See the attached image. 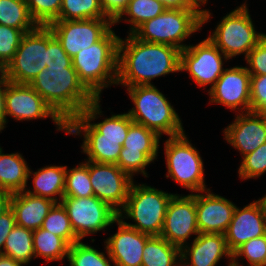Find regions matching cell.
I'll list each match as a JSON object with an SVG mask.
<instances>
[{"mask_svg": "<svg viewBox=\"0 0 266 266\" xmlns=\"http://www.w3.org/2000/svg\"><path fill=\"white\" fill-rule=\"evenodd\" d=\"M180 52L174 46L145 42L133 34L120 38L116 85H152L156 77L180 72Z\"/></svg>", "mask_w": 266, "mask_h": 266, "instance_id": "1", "label": "cell"}, {"mask_svg": "<svg viewBox=\"0 0 266 266\" xmlns=\"http://www.w3.org/2000/svg\"><path fill=\"white\" fill-rule=\"evenodd\" d=\"M29 85L65 123L97 99L73 67L46 66Z\"/></svg>", "mask_w": 266, "mask_h": 266, "instance_id": "2", "label": "cell"}, {"mask_svg": "<svg viewBox=\"0 0 266 266\" xmlns=\"http://www.w3.org/2000/svg\"><path fill=\"white\" fill-rule=\"evenodd\" d=\"M119 40L111 29L101 40L72 58L80 81L97 99L104 88L117 82Z\"/></svg>", "mask_w": 266, "mask_h": 266, "instance_id": "3", "label": "cell"}, {"mask_svg": "<svg viewBox=\"0 0 266 266\" xmlns=\"http://www.w3.org/2000/svg\"><path fill=\"white\" fill-rule=\"evenodd\" d=\"M134 107L127 114L134 123L163 134L175 137L184 134V127L178 113L168 98L152 85L127 87Z\"/></svg>", "mask_w": 266, "mask_h": 266, "instance_id": "4", "label": "cell"}, {"mask_svg": "<svg viewBox=\"0 0 266 266\" xmlns=\"http://www.w3.org/2000/svg\"><path fill=\"white\" fill-rule=\"evenodd\" d=\"M174 194L166 193L145 184L131 185L129 195L123 209L118 213L127 226L150 236H160L168 204ZM125 218L132 219L135 224L127 223Z\"/></svg>", "mask_w": 266, "mask_h": 266, "instance_id": "5", "label": "cell"}, {"mask_svg": "<svg viewBox=\"0 0 266 266\" xmlns=\"http://www.w3.org/2000/svg\"><path fill=\"white\" fill-rule=\"evenodd\" d=\"M202 26V14L196 9H166L132 34L139 40L174 46L182 51L188 46L183 42Z\"/></svg>", "mask_w": 266, "mask_h": 266, "instance_id": "6", "label": "cell"}, {"mask_svg": "<svg viewBox=\"0 0 266 266\" xmlns=\"http://www.w3.org/2000/svg\"><path fill=\"white\" fill-rule=\"evenodd\" d=\"M246 2L226 14L208 38L230 60L248 53L266 35L255 30Z\"/></svg>", "mask_w": 266, "mask_h": 266, "instance_id": "7", "label": "cell"}, {"mask_svg": "<svg viewBox=\"0 0 266 266\" xmlns=\"http://www.w3.org/2000/svg\"><path fill=\"white\" fill-rule=\"evenodd\" d=\"M186 136L184 133L168 137L164 143L166 177H171L174 182L191 190L192 194L209 190L205 185L202 157Z\"/></svg>", "mask_w": 266, "mask_h": 266, "instance_id": "8", "label": "cell"}, {"mask_svg": "<svg viewBox=\"0 0 266 266\" xmlns=\"http://www.w3.org/2000/svg\"><path fill=\"white\" fill-rule=\"evenodd\" d=\"M47 26L25 33L8 65L2 70L9 82L30 84L46 67Z\"/></svg>", "mask_w": 266, "mask_h": 266, "instance_id": "9", "label": "cell"}, {"mask_svg": "<svg viewBox=\"0 0 266 266\" xmlns=\"http://www.w3.org/2000/svg\"><path fill=\"white\" fill-rule=\"evenodd\" d=\"M76 237L81 241L87 235L106 231L115 223L118 213L96 196L63 197L61 200Z\"/></svg>", "mask_w": 266, "mask_h": 266, "instance_id": "10", "label": "cell"}, {"mask_svg": "<svg viewBox=\"0 0 266 266\" xmlns=\"http://www.w3.org/2000/svg\"><path fill=\"white\" fill-rule=\"evenodd\" d=\"M160 139L155 131L133 122L116 165L132 179L137 173L148 177L145 168L157 159Z\"/></svg>", "mask_w": 266, "mask_h": 266, "instance_id": "11", "label": "cell"}, {"mask_svg": "<svg viewBox=\"0 0 266 266\" xmlns=\"http://www.w3.org/2000/svg\"><path fill=\"white\" fill-rule=\"evenodd\" d=\"M223 60L229 59L207 37L180 52V71H188L198 87L210 85L211 88L225 70Z\"/></svg>", "mask_w": 266, "mask_h": 266, "instance_id": "12", "label": "cell"}, {"mask_svg": "<svg viewBox=\"0 0 266 266\" xmlns=\"http://www.w3.org/2000/svg\"><path fill=\"white\" fill-rule=\"evenodd\" d=\"M49 28L65 52L73 58L80 50L101 40L114 26L110 18L55 20Z\"/></svg>", "mask_w": 266, "mask_h": 266, "instance_id": "13", "label": "cell"}, {"mask_svg": "<svg viewBox=\"0 0 266 266\" xmlns=\"http://www.w3.org/2000/svg\"><path fill=\"white\" fill-rule=\"evenodd\" d=\"M7 116L17 121L51 118L58 131H66V123L29 84L8 82L5 93Z\"/></svg>", "mask_w": 266, "mask_h": 266, "instance_id": "14", "label": "cell"}, {"mask_svg": "<svg viewBox=\"0 0 266 266\" xmlns=\"http://www.w3.org/2000/svg\"><path fill=\"white\" fill-rule=\"evenodd\" d=\"M88 169L94 196L119 213L126 204L134 180L116 164L88 161Z\"/></svg>", "mask_w": 266, "mask_h": 266, "instance_id": "15", "label": "cell"}, {"mask_svg": "<svg viewBox=\"0 0 266 266\" xmlns=\"http://www.w3.org/2000/svg\"><path fill=\"white\" fill-rule=\"evenodd\" d=\"M251 75L246 66L225 68L216 83L208 89L210 104H221L231 111L251 112ZM241 111V112H240Z\"/></svg>", "mask_w": 266, "mask_h": 266, "instance_id": "16", "label": "cell"}, {"mask_svg": "<svg viewBox=\"0 0 266 266\" xmlns=\"http://www.w3.org/2000/svg\"><path fill=\"white\" fill-rule=\"evenodd\" d=\"M199 233L195 193L185 196L174 194L168 204L160 236L181 249L191 235L197 237Z\"/></svg>", "mask_w": 266, "mask_h": 266, "instance_id": "17", "label": "cell"}, {"mask_svg": "<svg viewBox=\"0 0 266 266\" xmlns=\"http://www.w3.org/2000/svg\"><path fill=\"white\" fill-rule=\"evenodd\" d=\"M65 133L83 135L81 148L88 156L85 160L117 164L125 139L101 138V134L82 115L74 116L66 123Z\"/></svg>", "mask_w": 266, "mask_h": 266, "instance_id": "18", "label": "cell"}, {"mask_svg": "<svg viewBox=\"0 0 266 266\" xmlns=\"http://www.w3.org/2000/svg\"><path fill=\"white\" fill-rule=\"evenodd\" d=\"M206 193V194H205ZM197 225L200 233L224 234L236 205L211 190L195 193Z\"/></svg>", "mask_w": 266, "mask_h": 266, "instance_id": "19", "label": "cell"}, {"mask_svg": "<svg viewBox=\"0 0 266 266\" xmlns=\"http://www.w3.org/2000/svg\"><path fill=\"white\" fill-rule=\"evenodd\" d=\"M224 235L232 254L247 241L266 235V215L259 202L253 201L243 209L236 206Z\"/></svg>", "mask_w": 266, "mask_h": 266, "instance_id": "20", "label": "cell"}, {"mask_svg": "<svg viewBox=\"0 0 266 266\" xmlns=\"http://www.w3.org/2000/svg\"><path fill=\"white\" fill-rule=\"evenodd\" d=\"M115 222L118 230L104 244L114 266H142L143 249L151 237L127 226L120 218Z\"/></svg>", "mask_w": 266, "mask_h": 266, "instance_id": "21", "label": "cell"}, {"mask_svg": "<svg viewBox=\"0 0 266 266\" xmlns=\"http://www.w3.org/2000/svg\"><path fill=\"white\" fill-rule=\"evenodd\" d=\"M223 131L224 139L237 149L242 157L266 143V123L255 112L236 114L234 121Z\"/></svg>", "mask_w": 266, "mask_h": 266, "instance_id": "22", "label": "cell"}, {"mask_svg": "<svg viewBox=\"0 0 266 266\" xmlns=\"http://www.w3.org/2000/svg\"><path fill=\"white\" fill-rule=\"evenodd\" d=\"M180 255L192 266H216L223 256L232 261L224 234L199 233L191 245L180 249Z\"/></svg>", "mask_w": 266, "mask_h": 266, "instance_id": "23", "label": "cell"}, {"mask_svg": "<svg viewBox=\"0 0 266 266\" xmlns=\"http://www.w3.org/2000/svg\"><path fill=\"white\" fill-rule=\"evenodd\" d=\"M55 203L49 198L34 196L25 191L13 193L11 209L15 215L16 225L32 231L41 228Z\"/></svg>", "mask_w": 266, "mask_h": 266, "instance_id": "24", "label": "cell"}, {"mask_svg": "<svg viewBox=\"0 0 266 266\" xmlns=\"http://www.w3.org/2000/svg\"><path fill=\"white\" fill-rule=\"evenodd\" d=\"M37 170L33 172L29 169L28 178L33 177V182H31L33 183V190L26 188L24 191L34 196L49 198L56 203H61L65 190L66 166L48 165Z\"/></svg>", "mask_w": 266, "mask_h": 266, "instance_id": "25", "label": "cell"}, {"mask_svg": "<svg viewBox=\"0 0 266 266\" xmlns=\"http://www.w3.org/2000/svg\"><path fill=\"white\" fill-rule=\"evenodd\" d=\"M20 153L4 154L0 147V190L10 193L27 188L29 167Z\"/></svg>", "mask_w": 266, "mask_h": 266, "instance_id": "26", "label": "cell"}, {"mask_svg": "<svg viewBox=\"0 0 266 266\" xmlns=\"http://www.w3.org/2000/svg\"><path fill=\"white\" fill-rule=\"evenodd\" d=\"M101 99H96L89 104L82 112V116L90 121V124L101 134V138L126 139L129 126L133 123L127 113L112 114L109 118H105L102 122H94L102 115ZM100 115V116H99Z\"/></svg>", "mask_w": 266, "mask_h": 266, "instance_id": "27", "label": "cell"}, {"mask_svg": "<svg viewBox=\"0 0 266 266\" xmlns=\"http://www.w3.org/2000/svg\"><path fill=\"white\" fill-rule=\"evenodd\" d=\"M180 248L161 236H151L143 249L142 266H175Z\"/></svg>", "mask_w": 266, "mask_h": 266, "instance_id": "28", "label": "cell"}, {"mask_svg": "<svg viewBox=\"0 0 266 266\" xmlns=\"http://www.w3.org/2000/svg\"><path fill=\"white\" fill-rule=\"evenodd\" d=\"M165 10L164 4L158 0H130L126 9L114 21V25L124 20L130 23L128 34H132L145 21L157 17ZM124 16L128 18L123 19Z\"/></svg>", "mask_w": 266, "mask_h": 266, "instance_id": "29", "label": "cell"}, {"mask_svg": "<svg viewBox=\"0 0 266 266\" xmlns=\"http://www.w3.org/2000/svg\"><path fill=\"white\" fill-rule=\"evenodd\" d=\"M3 255L9 256L23 265L36 258L33 248V231L16 225L7 236Z\"/></svg>", "mask_w": 266, "mask_h": 266, "instance_id": "30", "label": "cell"}, {"mask_svg": "<svg viewBox=\"0 0 266 266\" xmlns=\"http://www.w3.org/2000/svg\"><path fill=\"white\" fill-rule=\"evenodd\" d=\"M33 248L36 258L46 262L67 259L69 245L61 238L42 228L33 231Z\"/></svg>", "mask_w": 266, "mask_h": 266, "instance_id": "31", "label": "cell"}, {"mask_svg": "<svg viewBox=\"0 0 266 266\" xmlns=\"http://www.w3.org/2000/svg\"><path fill=\"white\" fill-rule=\"evenodd\" d=\"M0 24L25 33L38 26L30 16L25 0H0Z\"/></svg>", "mask_w": 266, "mask_h": 266, "instance_id": "32", "label": "cell"}, {"mask_svg": "<svg viewBox=\"0 0 266 266\" xmlns=\"http://www.w3.org/2000/svg\"><path fill=\"white\" fill-rule=\"evenodd\" d=\"M109 18L100 0H62L59 17L56 20H85Z\"/></svg>", "mask_w": 266, "mask_h": 266, "instance_id": "33", "label": "cell"}, {"mask_svg": "<svg viewBox=\"0 0 266 266\" xmlns=\"http://www.w3.org/2000/svg\"><path fill=\"white\" fill-rule=\"evenodd\" d=\"M41 228L61 237L69 246L80 241L71 227L68 213L62 203L54 204Z\"/></svg>", "mask_w": 266, "mask_h": 266, "instance_id": "34", "label": "cell"}, {"mask_svg": "<svg viewBox=\"0 0 266 266\" xmlns=\"http://www.w3.org/2000/svg\"><path fill=\"white\" fill-rule=\"evenodd\" d=\"M105 253H107V257ZM105 253L78 241L69 246L67 260L70 266H111L113 261L107 249Z\"/></svg>", "mask_w": 266, "mask_h": 266, "instance_id": "35", "label": "cell"}, {"mask_svg": "<svg viewBox=\"0 0 266 266\" xmlns=\"http://www.w3.org/2000/svg\"><path fill=\"white\" fill-rule=\"evenodd\" d=\"M90 196H94V192L89 177L88 160L72 169L66 166L64 197Z\"/></svg>", "mask_w": 266, "mask_h": 266, "instance_id": "36", "label": "cell"}, {"mask_svg": "<svg viewBox=\"0 0 266 266\" xmlns=\"http://www.w3.org/2000/svg\"><path fill=\"white\" fill-rule=\"evenodd\" d=\"M248 261L249 266H264L266 264V235L251 239L232 254V266L240 265L238 259ZM243 257V258H242Z\"/></svg>", "mask_w": 266, "mask_h": 266, "instance_id": "37", "label": "cell"}, {"mask_svg": "<svg viewBox=\"0 0 266 266\" xmlns=\"http://www.w3.org/2000/svg\"><path fill=\"white\" fill-rule=\"evenodd\" d=\"M30 16L37 25L48 26L60 14L62 0H25Z\"/></svg>", "mask_w": 266, "mask_h": 266, "instance_id": "38", "label": "cell"}, {"mask_svg": "<svg viewBox=\"0 0 266 266\" xmlns=\"http://www.w3.org/2000/svg\"><path fill=\"white\" fill-rule=\"evenodd\" d=\"M242 158L238 168L239 178L242 180L258 178L266 173V143Z\"/></svg>", "mask_w": 266, "mask_h": 266, "instance_id": "39", "label": "cell"}, {"mask_svg": "<svg viewBox=\"0 0 266 266\" xmlns=\"http://www.w3.org/2000/svg\"><path fill=\"white\" fill-rule=\"evenodd\" d=\"M25 32L0 24V70L13 59Z\"/></svg>", "mask_w": 266, "mask_h": 266, "instance_id": "40", "label": "cell"}, {"mask_svg": "<svg viewBox=\"0 0 266 266\" xmlns=\"http://www.w3.org/2000/svg\"><path fill=\"white\" fill-rule=\"evenodd\" d=\"M46 66L50 67H73L72 58L62 48L52 30L47 26V50Z\"/></svg>", "mask_w": 266, "mask_h": 266, "instance_id": "41", "label": "cell"}, {"mask_svg": "<svg viewBox=\"0 0 266 266\" xmlns=\"http://www.w3.org/2000/svg\"><path fill=\"white\" fill-rule=\"evenodd\" d=\"M248 72L251 76L266 75V35L248 53L245 58Z\"/></svg>", "mask_w": 266, "mask_h": 266, "instance_id": "42", "label": "cell"}, {"mask_svg": "<svg viewBox=\"0 0 266 266\" xmlns=\"http://www.w3.org/2000/svg\"><path fill=\"white\" fill-rule=\"evenodd\" d=\"M266 103V75L251 76L250 106L251 112H255Z\"/></svg>", "mask_w": 266, "mask_h": 266, "instance_id": "43", "label": "cell"}, {"mask_svg": "<svg viewBox=\"0 0 266 266\" xmlns=\"http://www.w3.org/2000/svg\"><path fill=\"white\" fill-rule=\"evenodd\" d=\"M16 226L15 215L10 208L7 212L0 216V255H3V248L7 239V236L11 233V230Z\"/></svg>", "mask_w": 266, "mask_h": 266, "instance_id": "44", "label": "cell"}, {"mask_svg": "<svg viewBox=\"0 0 266 266\" xmlns=\"http://www.w3.org/2000/svg\"><path fill=\"white\" fill-rule=\"evenodd\" d=\"M105 14L114 22L126 9L130 0H100Z\"/></svg>", "mask_w": 266, "mask_h": 266, "instance_id": "45", "label": "cell"}, {"mask_svg": "<svg viewBox=\"0 0 266 266\" xmlns=\"http://www.w3.org/2000/svg\"><path fill=\"white\" fill-rule=\"evenodd\" d=\"M9 80L6 78L2 70H0V132L6 127V104L5 93L6 85Z\"/></svg>", "mask_w": 266, "mask_h": 266, "instance_id": "46", "label": "cell"}, {"mask_svg": "<svg viewBox=\"0 0 266 266\" xmlns=\"http://www.w3.org/2000/svg\"><path fill=\"white\" fill-rule=\"evenodd\" d=\"M200 14H202V25H205L204 23L209 22L210 20L211 13L210 10L208 9H201V6L205 5L208 0H187Z\"/></svg>", "mask_w": 266, "mask_h": 266, "instance_id": "47", "label": "cell"}, {"mask_svg": "<svg viewBox=\"0 0 266 266\" xmlns=\"http://www.w3.org/2000/svg\"><path fill=\"white\" fill-rule=\"evenodd\" d=\"M166 9H195L187 0H158Z\"/></svg>", "mask_w": 266, "mask_h": 266, "instance_id": "48", "label": "cell"}, {"mask_svg": "<svg viewBox=\"0 0 266 266\" xmlns=\"http://www.w3.org/2000/svg\"><path fill=\"white\" fill-rule=\"evenodd\" d=\"M12 193L0 190V216L11 208Z\"/></svg>", "mask_w": 266, "mask_h": 266, "instance_id": "49", "label": "cell"}, {"mask_svg": "<svg viewBox=\"0 0 266 266\" xmlns=\"http://www.w3.org/2000/svg\"><path fill=\"white\" fill-rule=\"evenodd\" d=\"M0 266H24V265L9 256L0 255Z\"/></svg>", "mask_w": 266, "mask_h": 266, "instance_id": "50", "label": "cell"}, {"mask_svg": "<svg viewBox=\"0 0 266 266\" xmlns=\"http://www.w3.org/2000/svg\"><path fill=\"white\" fill-rule=\"evenodd\" d=\"M255 113L263 122L266 123V103H264L261 107H259L255 111Z\"/></svg>", "mask_w": 266, "mask_h": 266, "instance_id": "51", "label": "cell"}, {"mask_svg": "<svg viewBox=\"0 0 266 266\" xmlns=\"http://www.w3.org/2000/svg\"><path fill=\"white\" fill-rule=\"evenodd\" d=\"M175 266H192V265L180 255L175 261Z\"/></svg>", "mask_w": 266, "mask_h": 266, "instance_id": "52", "label": "cell"}, {"mask_svg": "<svg viewBox=\"0 0 266 266\" xmlns=\"http://www.w3.org/2000/svg\"><path fill=\"white\" fill-rule=\"evenodd\" d=\"M262 208L263 213L266 215V195L257 200Z\"/></svg>", "mask_w": 266, "mask_h": 266, "instance_id": "53", "label": "cell"}, {"mask_svg": "<svg viewBox=\"0 0 266 266\" xmlns=\"http://www.w3.org/2000/svg\"><path fill=\"white\" fill-rule=\"evenodd\" d=\"M228 266H232V261L229 260Z\"/></svg>", "mask_w": 266, "mask_h": 266, "instance_id": "54", "label": "cell"}]
</instances>
